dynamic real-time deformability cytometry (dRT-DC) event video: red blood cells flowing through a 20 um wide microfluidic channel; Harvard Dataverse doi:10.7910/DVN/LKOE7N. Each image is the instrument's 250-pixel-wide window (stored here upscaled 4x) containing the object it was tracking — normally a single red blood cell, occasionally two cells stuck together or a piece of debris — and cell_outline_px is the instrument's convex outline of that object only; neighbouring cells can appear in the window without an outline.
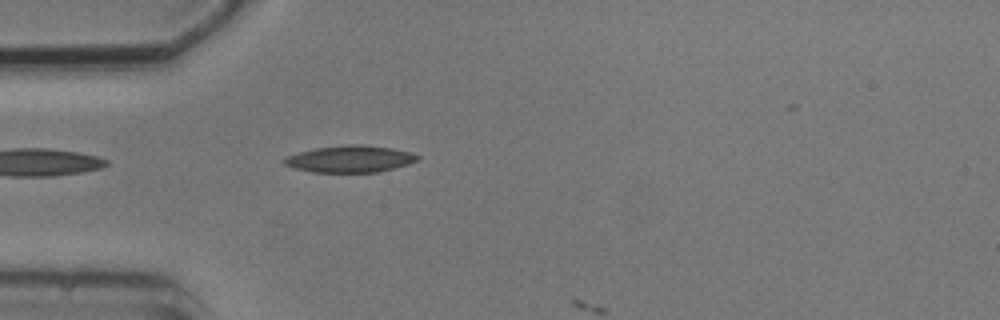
{"species": "common noctule bat (a hibernating species)", "species_latin": "Nyctalus noctula", "temperature_condition": "cold", "stored_images_in_passage": 1, "camera_frame_rate_fps": 3000, "um_per_image_px": 0.085, "animal": {"sex": "male", "body_mass_g": 20.5, "forearm_length_mm": 52.5}, "frame": {"image": 1, "passage_image": 1, "time_ms": 0.0, "image_size_px": [1000, 320], "cell_outline_px": [[420, 156], [416, 160], [408, 164], [380, 172], [312, 172], [296, 168], [284, 164], [280, 160], [284, 156], [316, 148], [348, 144], [360, 144], [392, 148], [408, 152]], "centroid_in_image_um": [29.71, 13.51], "position_along_channel_um": 55.3, "area_um2": 20.75}}